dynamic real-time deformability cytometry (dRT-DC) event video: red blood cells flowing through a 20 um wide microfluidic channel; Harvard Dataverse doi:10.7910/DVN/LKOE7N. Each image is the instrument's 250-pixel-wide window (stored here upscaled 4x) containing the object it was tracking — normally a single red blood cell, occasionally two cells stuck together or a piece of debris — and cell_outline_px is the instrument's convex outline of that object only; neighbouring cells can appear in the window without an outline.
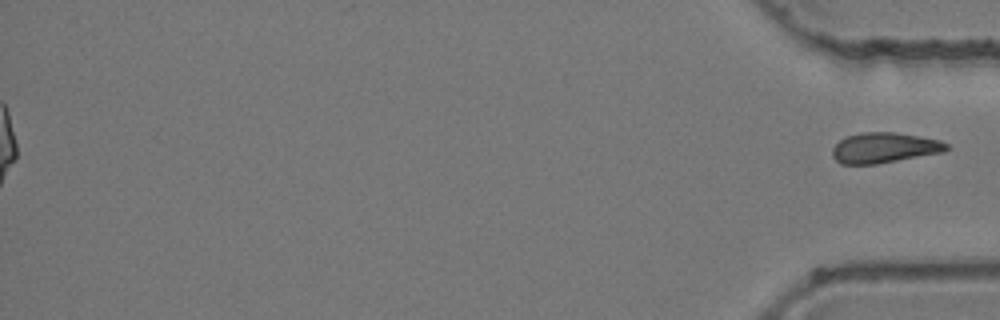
{"species": "common noctule bat (a hibernating species)", "species_latin": "Nyctalus noctula", "temperature_condition": "room temperature", "stored_images_in_passage": 52, "segment_of_instrument_passage": [2, 2], "camera_frame_rate_fps": 3000, "um_per_image_px": 0.085, "animal": {"sex": "female", "body_mass_g": 24.6, "forearm_length_mm": 56.2}, "frame": {"image": 1, "passage_image": 52, "time_ms": 17.0, "image_size_px": [1000, 320], "cell_outline_px": [[952, 148], [944, 152], [876, 164], [840, 164], [832, 156], [832, 148], [840, 140], [848, 136], [864, 132], [892, 132], [920, 136], [940, 140], [948, 144]], "centroid_in_image_um": [75.19, 12.56], "position_along_channel_um": 360.0, "area_um2": 20.23}}